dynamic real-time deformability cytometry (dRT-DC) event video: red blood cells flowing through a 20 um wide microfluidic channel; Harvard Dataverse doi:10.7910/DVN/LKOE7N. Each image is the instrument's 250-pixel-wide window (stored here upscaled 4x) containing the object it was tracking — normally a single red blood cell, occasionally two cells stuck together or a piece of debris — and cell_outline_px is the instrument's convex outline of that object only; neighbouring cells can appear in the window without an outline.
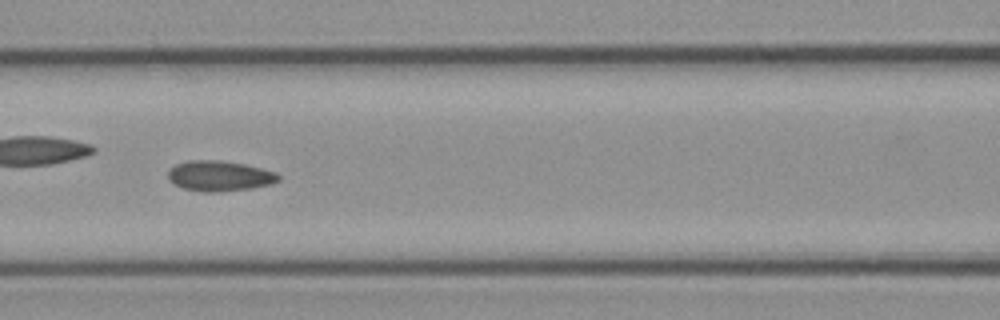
{"species": "common noctule bat (a hibernating species)", "species_latin": "Nyctalus noctula", "temperature_condition": "cold", "stored_images_in_passage": 51, "camera_frame_rate_fps": 3000, "um_per_image_px": 0.085, "animal": {"sex": "female", "body_mass_g": 21.9}, "frame": {"image": 1, "passage_image": 22, "time_ms": 7.0, "image_size_px": [1000, 320], "cell_outline_px": [[280, 180], [272, 184], [252, 188], [216, 192], [200, 192], [184, 188], [168, 180], [168, 168], [176, 164], [188, 160], [220, 160], [244, 164], [276, 172], [280, 176]], "centroid_in_image_um": [18.65, 14.95], "position_along_channel_um": 148.0, "area_um2": 19.65}, "authors_computed_cell_mechanics": {"area_um2": 19.074, "velocity_mm_per_s": 3.9231, "shape_relaxation_time_tau1_ms": null, "shape_relaxation_time_tau2_ms": 2.3853, "deformation_change_tau1": null, "deformation_change_tau2": 0.0585}}